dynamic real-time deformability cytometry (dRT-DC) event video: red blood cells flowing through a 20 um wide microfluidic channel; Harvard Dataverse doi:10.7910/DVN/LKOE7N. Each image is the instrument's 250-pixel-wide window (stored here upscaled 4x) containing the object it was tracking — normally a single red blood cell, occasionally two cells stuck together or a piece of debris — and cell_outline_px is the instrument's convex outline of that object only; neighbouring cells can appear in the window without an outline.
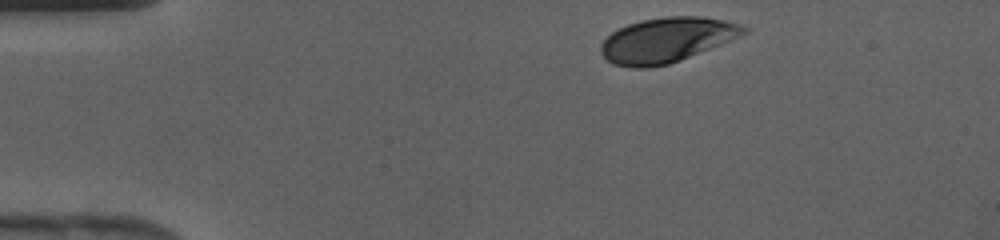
{"species": "human", "species_latin": "Homo sapiens", "temperature_condition": "cold", "stored_images_in_passage": 31, "camera_frame_rate_fps": 3000, "um_per_image_px": 0.085, "donor": {"sex": "female"}, "frame": {"image": 1, "passage_image": 2, "time_ms": 0.333, "image_size_px": [1000, 240], "cell_outline_px": [[748, 32], [732, 40], [680, 60], [668, 64], [648, 68], [632, 68], [612, 64], [600, 52], [600, 44], [612, 32], [628, 24], [640, 20], [664, 16], [704, 16], [724, 20], [740, 24], [748, 28]], "centroid_in_image_um": [56.67, 3.39], "position_along_channel_um": 28.3, "area_um2": 37.45}}
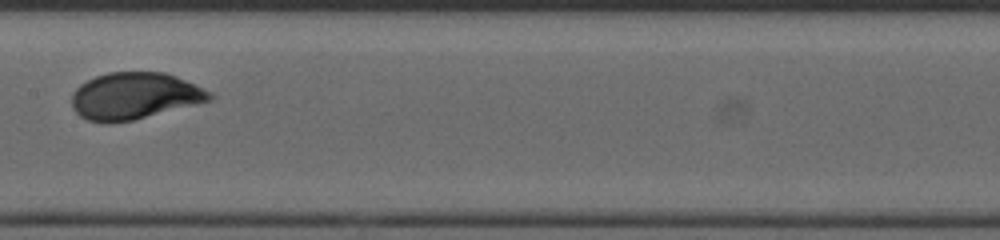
{"frame": {"image": 2, "passage_image": 17, "time_ms": 5.333, "image_size_px": [1000, 240], "cell_outline_px": [[216, 96], [212, 100], [132, 120], [88, 120], [80, 116], [72, 108], [72, 92], [80, 84], [96, 76], [108, 72], [164, 72], [176, 76], [212, 92]], "centroid_in_image_um": [11.46, 8.12], "position_along_channel_um": 195.9, "area_um2": 36.99}}
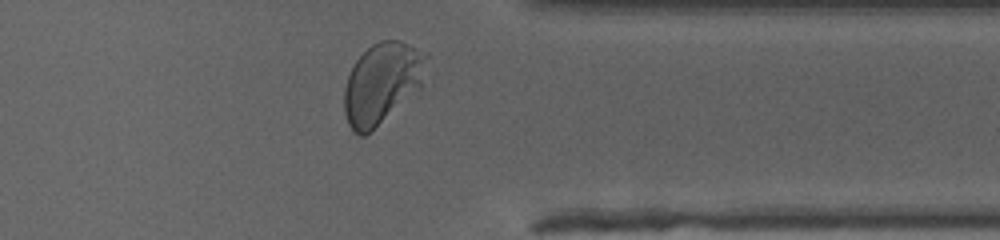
{"frame": {"image": 3, "passage_image": 29, "time_ms": 9.333, "image_size_px": [1000, 240], "cell_outline_px": [[428, 56], [420, 88], [364, 136], [360, 136], [352, 132], [348, 124], [344, 112], [344, 88], [348, 76], [356, 60], [372, 44], [380, 40], [400, 40], [428, 52]], "centroid_in_image_um": [32.46, 7.04], "position_along_channel_um": 378.9, "area_um2": 38.44}}